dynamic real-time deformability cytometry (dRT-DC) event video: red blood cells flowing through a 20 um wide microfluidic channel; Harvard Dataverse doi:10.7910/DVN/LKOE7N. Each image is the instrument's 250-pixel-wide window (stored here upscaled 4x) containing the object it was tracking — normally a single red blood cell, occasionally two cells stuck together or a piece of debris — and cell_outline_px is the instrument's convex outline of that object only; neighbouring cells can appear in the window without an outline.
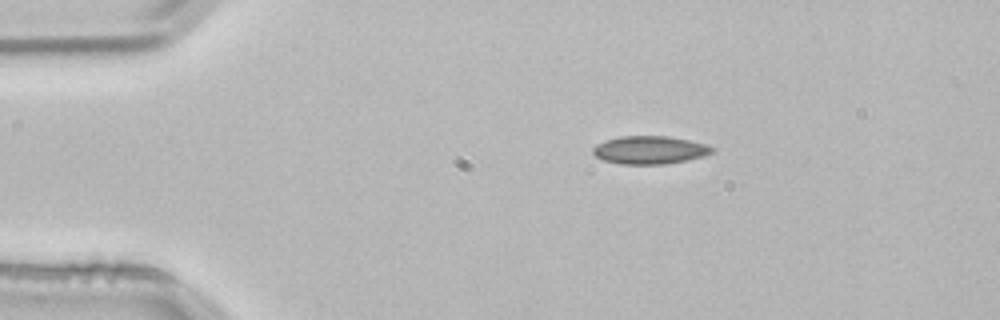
{"species": "common noctule bat (a hibernating species)", "species_latin": "Nyctalus noctula", "temperature_condition": "room temperature", "stored_images_in_passage": 5, "camera_frame_rate_fps": 3000, "um_per_image_px": 0.085, "animal": {"sex": "male", "body_mass_g": 21.5, "forearm_length_mm": 52.0}, "frame": {"image": 1, "passage_image": 5, "time_ms": 1.333, "image_size_px": [1000, 320], "cell_outline_px": [[716, 148], [712, 152], [704, 156], [688, 160], [664, 164], [620, 164], [604, 160], [596, 156], [592, 152], [592, 148], [596, 144], [604, 140], [620, 136], [668, 136], [688, 140], [704, 144]], "centroid_in_image_um": [55.21, 12.75], "position_along_channel_um": 29.8, "area_um2": 19.48}}